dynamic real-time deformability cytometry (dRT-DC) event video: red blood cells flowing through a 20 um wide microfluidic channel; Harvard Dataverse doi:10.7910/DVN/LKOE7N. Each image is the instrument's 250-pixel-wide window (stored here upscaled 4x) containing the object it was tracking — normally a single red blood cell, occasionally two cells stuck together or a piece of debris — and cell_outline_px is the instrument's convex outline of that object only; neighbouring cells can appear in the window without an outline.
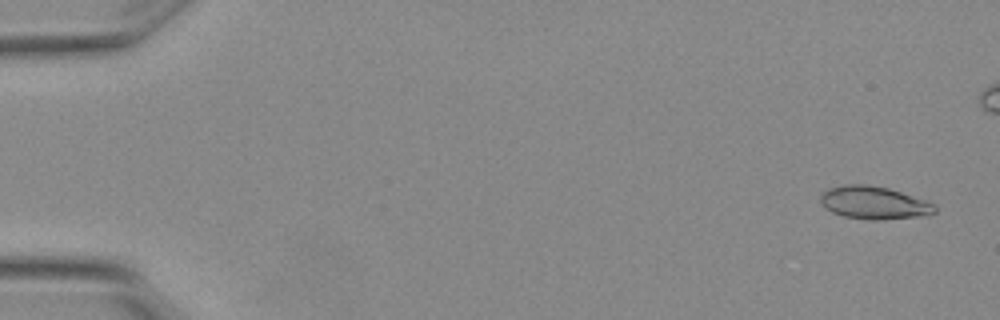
{"species": "Egyptian fruit bat (a non-hibernating species)", "species_latin": "Rousettus aegyptiacus", "temperature_condition": "warm", "stored_images_in_passage": 4, "camera_frame_rate_fps": 3000, "um_per_image_px": 0.085, "animal": {"sex": "female"}, "frame": {"image": 1, "passage_image": 1, "time_ms": 0.0, "image_size_px": [1000, 320], "cell_outline_px": [[936, 212], [916, 216], [872, 220], [844, 216], [832, 212], [820, 200], [820, 196], [828, 188], [844, 184], [864, 184], [888, 188], [924, 200], [932, 204], [936, 208]], "centroid_in_image_um": [74.24, 17.21], "position_along_channel_um": 10.8, "area_um2": 21.21}}